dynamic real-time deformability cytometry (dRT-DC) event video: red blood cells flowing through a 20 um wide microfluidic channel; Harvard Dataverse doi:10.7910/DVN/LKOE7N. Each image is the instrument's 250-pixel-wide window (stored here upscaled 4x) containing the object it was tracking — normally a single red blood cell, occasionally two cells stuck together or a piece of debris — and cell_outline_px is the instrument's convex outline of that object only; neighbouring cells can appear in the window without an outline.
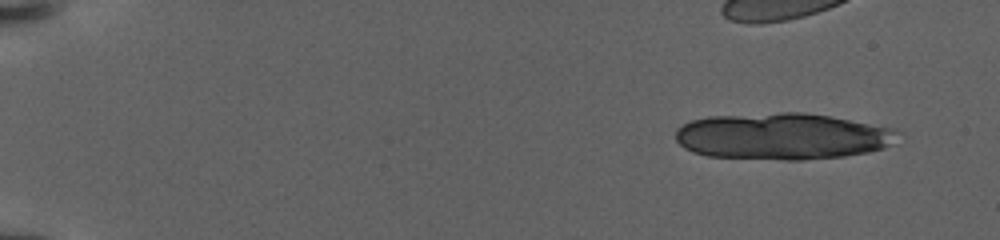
{"species": "human", "species_latin": "Homo sapiens", "temperature_condition": "warm", "stored_images_in_passage": 22, "camera_frame_rate_fps": 3000, "um_per_image_px": 0.085, "donor": {"sex": "female"}, "frame": {"image": 1, "passage_image": 1, "time_ms": 0.0, "image_size_px": [1000, 240], "cell_outline_px": [[896, 132], [888, 144], [884, 148], [868, 152], [844, 156], [800, 160], [784, 160], [708, 156], [692, 152], [684, 148], [676, 140], [676, 128], [692, 120], [708, 116], [780, 112], [804, 112], [828, 116], [896, 128]], "centroid_in_image_um": [66.43, 11.58], "position_along_channel_um": 18.6, "area_um2": 60.11}}